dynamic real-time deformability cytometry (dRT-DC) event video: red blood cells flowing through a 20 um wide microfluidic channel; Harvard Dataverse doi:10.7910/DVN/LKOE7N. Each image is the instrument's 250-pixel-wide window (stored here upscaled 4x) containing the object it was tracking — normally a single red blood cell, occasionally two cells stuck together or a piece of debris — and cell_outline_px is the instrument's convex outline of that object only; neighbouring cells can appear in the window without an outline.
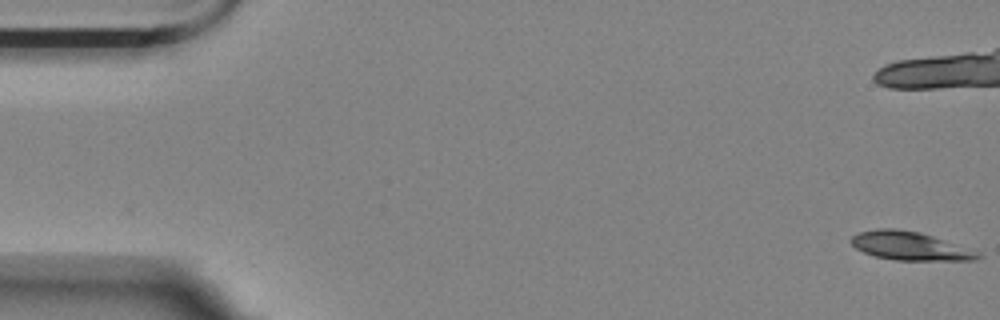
{"species": "Egyptian fruit bat (a non-hibernating species)", "species_latin": "Rousettus aegyptiacus", "temperature_condition": "room temperature", "stored_images_in_passage": 57, "camera_frame_rate_fps": 3000, "um_per_image_px": 0.085, "animal": {"sex": "female"}, "frame": {"image": 1, "passage_image": 1, "time_ms": 0.0, "image_size_px": [1000, 320], "cell_outline_px": [[984, 256], [976, 260], [896, 260], [876, 256], [864, 252], [856, 248], [852, 244], [852, 236], [860, 232], [876, 228], [892, 228], [920, 232], [980, 252]], "centroid_in_image_um": [77.37, 20.91], "position_along_channel_um": 7.6, "area_um2": 20.81}, "authors_computed_cell_mechanics": {"area_um2": 21.2704, "velocity_mm_per_s": 3.5434, "shape_relaxation_time_tau1_ms": null, "shape_relaxation_time_tau2_ms": 9.5394, "deformation_change_tau1": null, "deformation_change_tau2": 0.1404}}